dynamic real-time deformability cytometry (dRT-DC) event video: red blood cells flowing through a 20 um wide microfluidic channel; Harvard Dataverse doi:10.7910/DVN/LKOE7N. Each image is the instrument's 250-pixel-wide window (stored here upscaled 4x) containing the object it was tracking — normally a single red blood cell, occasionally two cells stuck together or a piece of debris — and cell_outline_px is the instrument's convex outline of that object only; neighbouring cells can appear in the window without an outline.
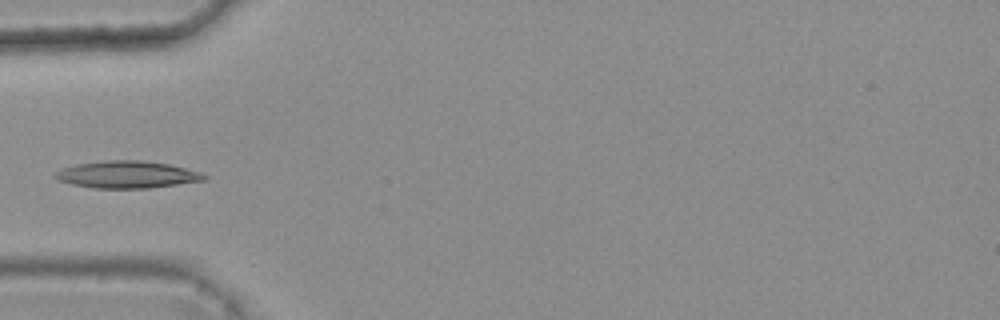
{"species": "common noctule bat (a hibernating species)", "species_latin": "Nyctalus noctula", "temperature_condition": "warm", "stored_images_in_passage": 6, "camera_frame_rate_fps": 3000, "um_per_image_px": 0.085, "animal": {"sex": "female", "body_mass_g": 25.1}, "frame": {"image": 1, "passage_image": 5, "time_ms": 1.333, "image_size_px": [1000, 320], "cell_outline_px": [[208, 180], [148, 188], [96, 188], [72, 184], [60, 180], [52, 176], [52, 172], [76, 164], [104, 160], [140, 160], [168, 164], [200, 172], [208, 176]], "centroid_in_image_um": [10.79, 14.83], "position_along_channel_um": 74.2, "area_um2": 23.52}}
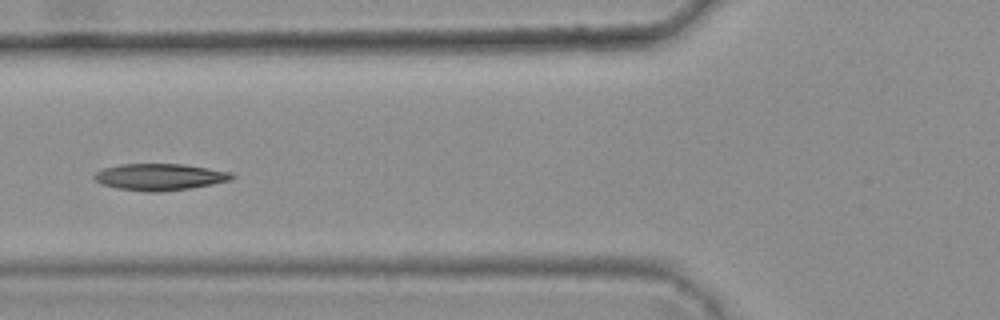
{"frame": {"image": 2, "passage_image": 6, "time_ms": 1.667, "image_size_px": [1000, 320], "cell_outline_px": [[236, 176], [232, 180], [192, 188], [156, 192], [148, 192], [116, 188], [104, 184], [96, 180], [92, 176], [96, 172], [104, 168], [120, 164], [184, 164], [232, 172]], "centroid_in_image_um": [13.62, 15.04], "position_along_channel_um": 112.2, "area_um2": 21.39}}